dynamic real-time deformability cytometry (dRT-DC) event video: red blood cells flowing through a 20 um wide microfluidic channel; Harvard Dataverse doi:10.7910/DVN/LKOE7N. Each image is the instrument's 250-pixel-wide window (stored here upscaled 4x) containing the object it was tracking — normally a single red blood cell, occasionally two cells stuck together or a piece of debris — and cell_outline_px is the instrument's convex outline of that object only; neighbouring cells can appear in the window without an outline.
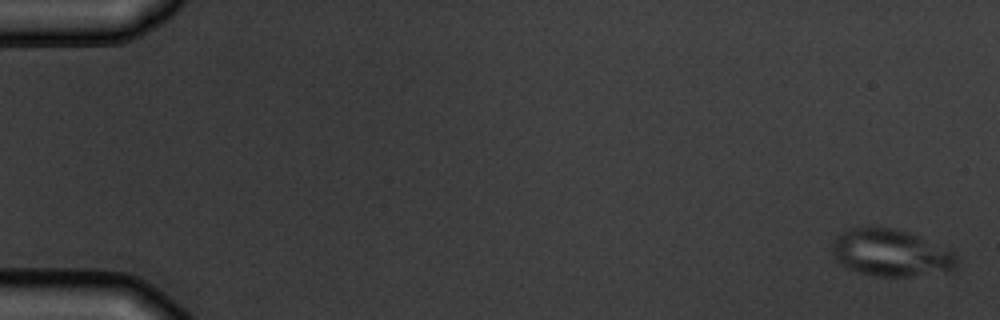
{"species": "common noctule bat (a hibernating species)", "species_latin": "Nyctalus noctula", "temperature_condition": "warm", "stored_images_in_passage": 14, "camera_frame_rate_fps": 3000, "um_per_image_px": 0.085, "animal": {"sex": "male", "body_mass_g": 19.5, "forearm_length_mm": 54.6}, "frame": {"image": 1, "passage_image": 1, "time_ms": 0.0, "image_size_px": [1000, 320], "cell_outline_px": [[960, 260], [956, 268], [948, 272], [912, 276], [876, 276], [860, 272], [848, 268], [836, 260], [832, 256], [832, 240], [840, 232], [852, 228], [896, 228], [920, 236], [952, 252]], "centroid_in_image_um": [75.73, 21.5], "position_along_channel_um": 9.3, "area_um2": 34.22}}
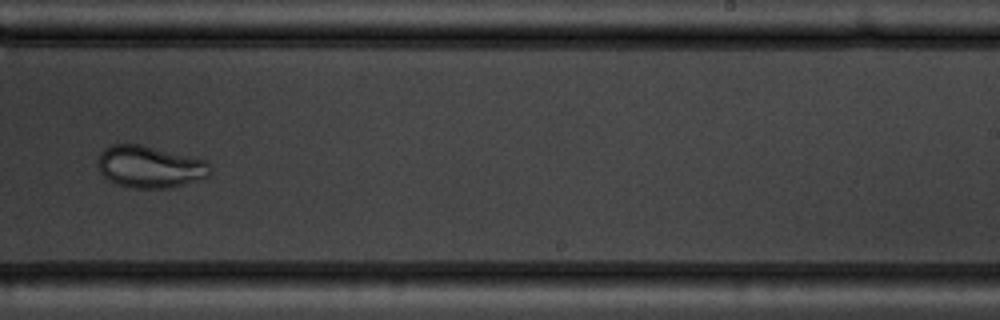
{"frame": {"image": 2, "passage_image": 10, "time_ms": 11.333, "image_size_px": [1000, 320], "cell_outline_px": [[212, 172], [204, 180], [172, 188], [128, 188], [116, 184], [108, 180], [100, 172], [96, 164], [100, 152], [104, 148], [112, 144], [140, 144], [208, 160], [212, 164]], "centroid_in_image_um": [12.79, 14.19], "position_along_channel_um": 276.2, "area_um2": 28.32}}